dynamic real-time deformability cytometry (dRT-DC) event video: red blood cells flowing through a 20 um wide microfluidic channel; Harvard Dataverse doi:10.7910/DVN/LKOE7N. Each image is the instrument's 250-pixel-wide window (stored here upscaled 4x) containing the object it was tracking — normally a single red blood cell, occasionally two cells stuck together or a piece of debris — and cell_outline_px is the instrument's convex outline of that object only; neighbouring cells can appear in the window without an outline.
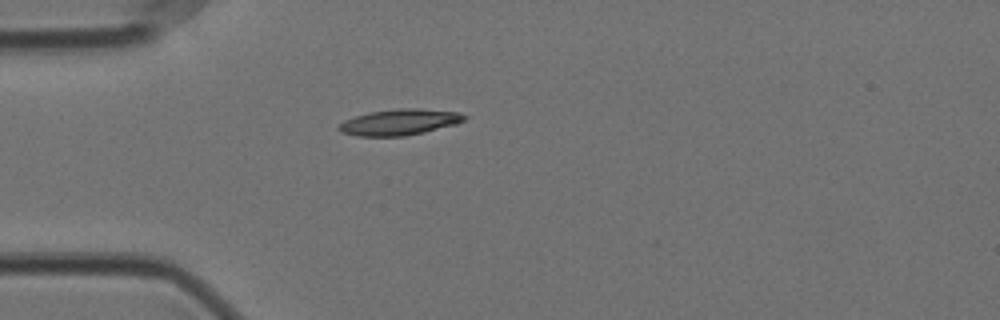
{"species": "Egyptian fruit bat (a non-hibernating species)", "species_latin": "Rousettus aegyptiacus", "temperature_condition": "cold", "stored_images_in_passage": 42, "camera_frame_rate_fps": 3000, "um_per_image_px": 0.085, "animal": {"sex": "female"}, "frame": {"image": 1, "passage_image": 1, "time_ms": 0.0, "image_size_px": [1000, 320], "cell_outline_px": [[468, 116], [464, 120], [456, 124], [424, 132], [404, 136], [356, 136], [340, 132], [336, 128], [344, 120], [368, 112], [396, 108], [420, 108], [460, 112]], "centroid_in_image_um": [33.95, 10.37], "position_along_channel_um": 51.0, "area_um2": 19.19}}
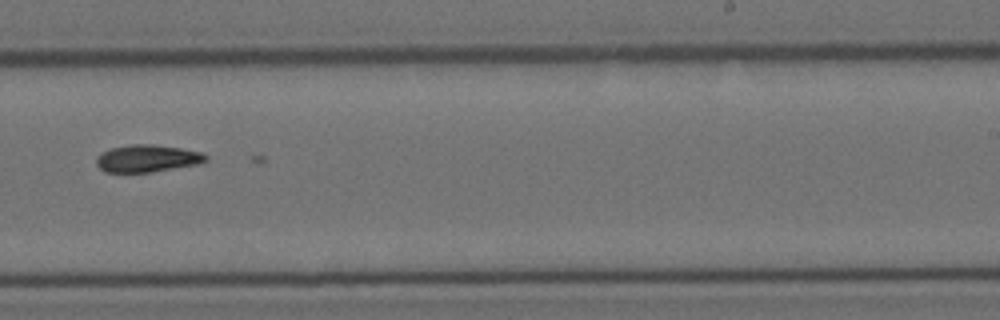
{"frame": {"image": 2, "passage_image": 21, "time_ms": 6.667, "image_size_px": [1000, 320], "cell_outline_px": [[208, 160], [196, 164], [152, 172], [104, 172], [96, 164], [96, 160], [100, 152], [112, 148], [132, 144], [152, 144], [180, 148], [200, 152], [208, 156]], "centroid_in_image_um": [12.49, 13.46], "position_along_channel_um": 276.5, "area_um2": 17.28}}
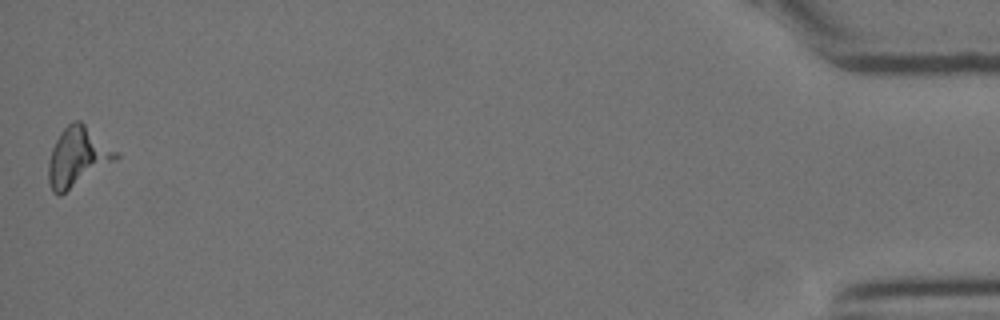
{"frame": {"image": 3, "passage_image": 42, "time_ms": 13.667, "image_size_px": [1000, 320], "cell_outline_px": [[120, 156], [116, 160], [60, 196], [56, 196], [52, 192], [48, 180], [48, 160], [52, 148], [60, 132], [72, 120], [80, 120], [120, 152]], "centroid_in_image_um": [6.6, 13.34], "position_along_channel_um": 428.6, "area_um2": 23.52}}